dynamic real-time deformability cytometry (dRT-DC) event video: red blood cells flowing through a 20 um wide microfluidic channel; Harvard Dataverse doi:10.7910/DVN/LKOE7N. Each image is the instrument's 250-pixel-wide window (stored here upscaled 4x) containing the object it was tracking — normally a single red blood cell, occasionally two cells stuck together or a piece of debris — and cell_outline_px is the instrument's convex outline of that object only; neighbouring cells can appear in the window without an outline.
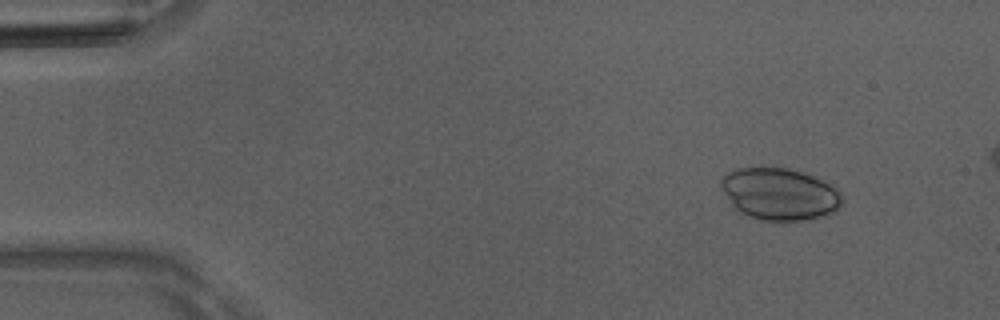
{"species": "Egyptian fruit bat (a non-hibernating species)", "species_latin": "Rousettus aegyptiacus", "temperature_condition": "room temperature", "stored_images_in_passage": 16, "camera_frame_rate_fps": 3000, "um_per_image_px": 0.085, "animal": {"sex": "male"}, "frame": {"image": 1, "passage_image": 5, "time_ms": 1.333, "image_size_px": [1000, 320], "cell_outline_px": [[844, 200], [840, 208], [836, 212], [828, 216], [808, 220], [764, 220], [748, 216], [740, 212], [736, 208], [724, 192], [720, 184], [720, 180], [728, 172], [740, 168], [788, 168], [812, 176], [836, 188], [844, 196]], "centroid_in_image_um": [66.33, 16.51], "position_along_channel_um": 18.7, "area_um2": 36.53}}